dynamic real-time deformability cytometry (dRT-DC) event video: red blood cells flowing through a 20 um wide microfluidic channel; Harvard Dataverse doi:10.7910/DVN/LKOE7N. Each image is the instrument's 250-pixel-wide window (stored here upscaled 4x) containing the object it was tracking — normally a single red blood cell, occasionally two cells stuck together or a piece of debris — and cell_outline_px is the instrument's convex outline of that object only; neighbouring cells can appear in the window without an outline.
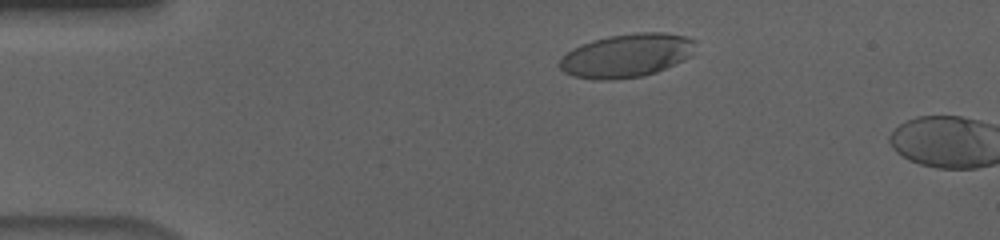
{"species": "human", "species_latin": "Homo sapiens", "temperature_condition": "cold", "stored_images_in_passage": 10, "camera_frame_rate_fps": 3000, "um_per_image_px": 0.085, "donor": {"sex": "male"}, "frame": {"image": 1, "passage_image": 7, "time_ms": 2.0, "image_size_px": [1000, 240], "cell_outline_px": [[696, 40], [692, 56], [684, 60], [656, 72], [644, 76], [608, 80], [600, 80], [572, 76], [564, 72], [556, 64], [572, 48], [580, 44], [592, 40], [608, 36], [636, 32], [664, 32], [684, 36]], "centroid_in_image_um": [53.26, 4.71], "position_along_channel_um": 31.7, "area_um2": 34.68}}